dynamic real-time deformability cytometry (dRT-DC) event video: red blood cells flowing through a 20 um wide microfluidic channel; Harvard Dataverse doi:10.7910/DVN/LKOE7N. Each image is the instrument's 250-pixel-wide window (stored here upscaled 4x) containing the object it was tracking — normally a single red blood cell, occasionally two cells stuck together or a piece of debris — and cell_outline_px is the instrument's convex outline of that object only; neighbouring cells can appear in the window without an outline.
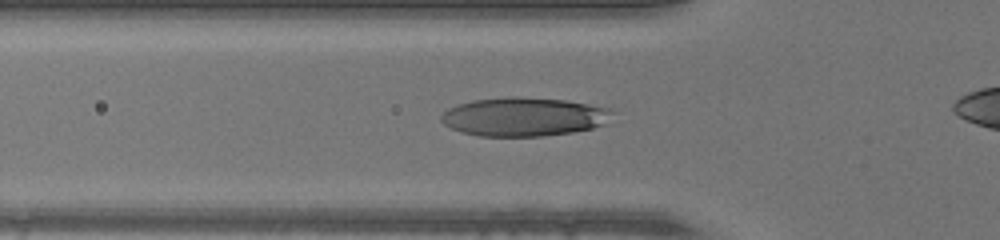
{"species": "human", "species_latin": "Homo sapiens", "temperature_condition": "warm", "stored_images_in_passage": 36, "camera_frame_rate_fps": 3000, "um_per_image_px": 0.085, "donor": {"sex": "male"}, "frame": {"image": 1, "passage_image": 12, "time_ms": 3.667, "image_size_px": [1000, 240], "cell_outline_px": [[616, 112], [604, 124], [592, 128], [572, 132], [544, 136], [480, 136], [460, 132], [444, 124], [440, 120], [440, 116], [448, 108], [472, 100], [512, 96], [564, 100], [588, 104], [608, 108]], "centroid_in_image_um": [44.52, 9.93], "position_along_channel_um": 81.3, "area_um2": 38.61}}
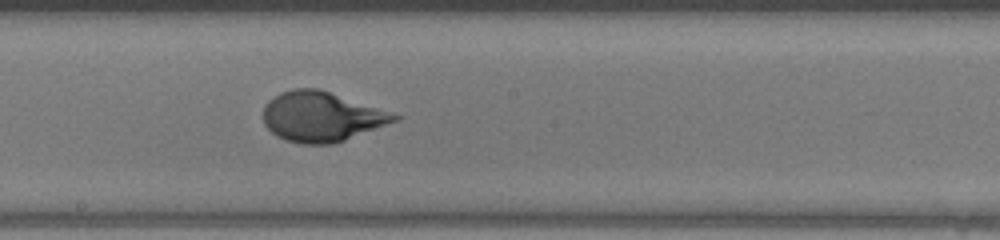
{"frame": {"image": 2, "passage_image": 22, "time_ms": 7.0, "image_size_px": [1000, 240], "cell_outline_px": [[400, 116], [396, 120], [344, 140], [332, 144], [304, 144], [288, 140], [276, 136], [264, 124], [264, 104], [272, 96], [280, 92], [292, 88], [320, 88]], "centroid_in_image_um": [27.24, 9.89], "position_along_channel_um": 221.0, "area_um2": 37.57}}
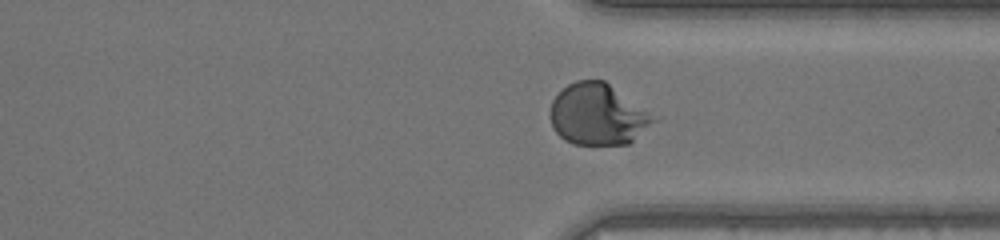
{"frame": {"image": 3, "passage_image": 32, "time_ms": 10.333, "image_size_px": [1000, 240], "cell_outline_px": [[656, 120], [628, 144], [572, 144], [564, 140], [552, 128], [548, 112], [552, 100], [568, 84], [576, 80], [604, 80], [648, 112]], "centroid_in_image_um": [50.73, 9.73], "position_along_channel_um": 360.7, "area_um2": 36.41}}